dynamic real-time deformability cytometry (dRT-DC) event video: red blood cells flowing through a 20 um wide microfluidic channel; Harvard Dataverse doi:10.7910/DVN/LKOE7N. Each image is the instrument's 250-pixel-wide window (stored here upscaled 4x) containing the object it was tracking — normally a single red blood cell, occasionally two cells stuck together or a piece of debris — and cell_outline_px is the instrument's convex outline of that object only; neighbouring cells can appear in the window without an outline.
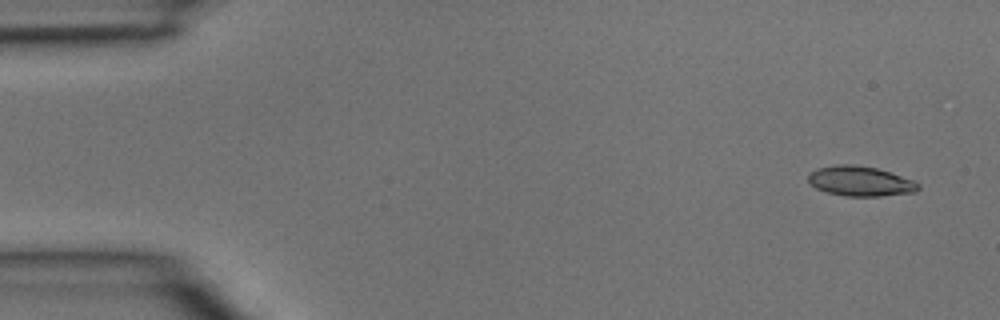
{"species": "common noctule bat (a hibernating species)", "species_latin": "Nyctalus noctula", "temperature_condition": "room temperature", "stored_images_in_passage": 2, "camera_frame_rate_fps": 3000, "um_per_image_px": 0.085, "animal": {"sex": "male", "body_mass_g": 15.6}, "frame": {"image": 1, "passage_image": 2, "time_ms": 0.333, "image_size_px": [1000, 320], "cell_outline_px": [[920, 188], [916, 192], [880, 196], [844, 196], [828, 192], [816, 188], [808, 180], [808, 176], [816, 168], [836, 164], [852, 164], [876, 168], [912, 180], [920, 184]], "centroid_in_image_um": [73.12, 15.4], "position_along_channel_um": 11.9, "area_um2": 19.02}}